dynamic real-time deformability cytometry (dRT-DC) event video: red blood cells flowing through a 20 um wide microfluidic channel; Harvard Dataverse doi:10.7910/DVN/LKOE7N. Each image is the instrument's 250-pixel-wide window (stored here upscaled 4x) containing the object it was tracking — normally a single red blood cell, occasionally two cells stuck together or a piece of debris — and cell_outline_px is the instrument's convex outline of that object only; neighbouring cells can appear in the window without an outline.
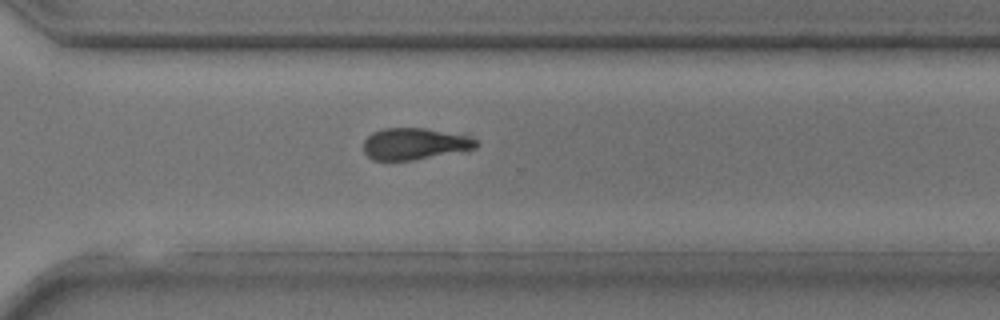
{"species": "common noctule bat (a hibernating species)", "species_latin": "Nyctalus noctula", "temperature_condition": "room temperature", "stored_images_in_passage": 28, "camera_frame_rate_fps": 3000, "um_per_image_px": 0.085, "animal": {"sex": "male", "body_mass_g": 17.9, "forearm_length_mm": 54.2}, "frame": {"image": 1, "passage_image": 24, "time_ms": 7.667, "image_size_px": [1000, 320], "cell_outline_px": [[480, 144], [476, 148], [416, 160], [372, 160], [364, 152], [364, 140], [372, 132], [380, 128], [424, 128], [464, 136], [476, 140]], "centroid_in_image_um": [35.19, 12.23], "position_along_channel_um": 335.4, "area_um2": 20.58}}